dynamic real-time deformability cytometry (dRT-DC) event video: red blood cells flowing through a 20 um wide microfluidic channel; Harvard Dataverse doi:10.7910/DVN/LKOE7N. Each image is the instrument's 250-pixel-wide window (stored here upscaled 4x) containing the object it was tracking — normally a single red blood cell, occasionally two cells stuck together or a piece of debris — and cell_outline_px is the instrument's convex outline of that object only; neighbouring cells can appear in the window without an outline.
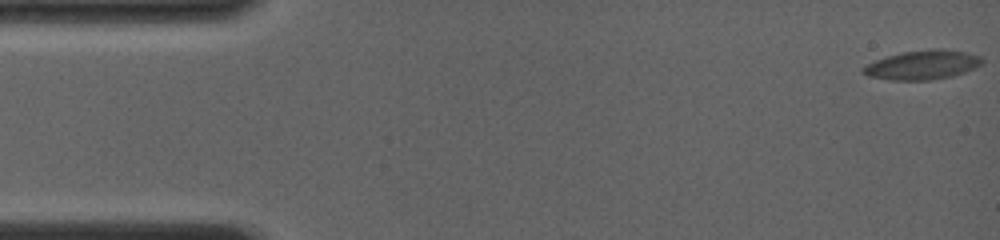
{"species": "common noctule bat (a hibernating species)", "species_latin": "Nyctalus noctula", "temperature_condition": "room temperature", "stored_images_in_passage": 70, "camera_frame_rate_fps": 4000, "um_per_image_px": 0.085, "animal": {"sex": "female", "body_mass_g": 19.0, "forearm_length_mm": 56.7}, "frame": {"image": 1, "passage_image": 1, "time_ms": 0.0, "image_size_px": [1000, 240], "cell_outline_px": [[980, 64], [972, 68], [948, 76], [928, 80], [892, 80], [872, 76], [860, 72], [860, 68], [876, 60], [888, 56], [904, 52], [932, 48], [936, 48], [960, 52], [980, 56]], "centroid_in_image_um": [78.31, 5.51], "position_along_channel_um": 6.7, "area_um2": 19.42}}
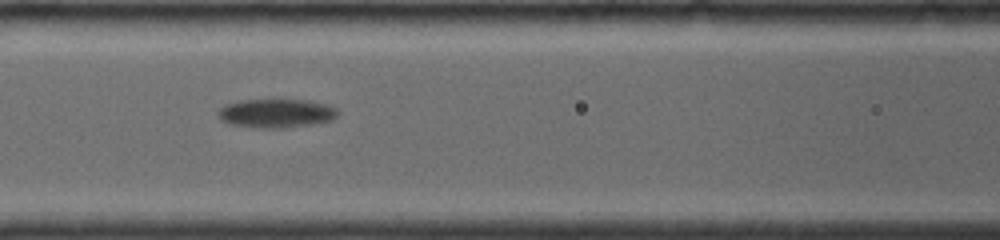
{"frame": {"image": 2, "passage_image": 31, "time_ms": 7.0, "image_size_px": [1000, 240], "cell_outline_px": [[340, 112], [332, 120], [316, 124], [280, 128], [260, 128], [228, 124], [220, 120], [216, 112], [220, 108], [228, 104], [240, 100], [308, 100], [328, 104], [336, 108]], "centroid_in_image_um": [23.49, 9.63], "position_along_channel_um": 143.1, "area_um2": 20.29}}
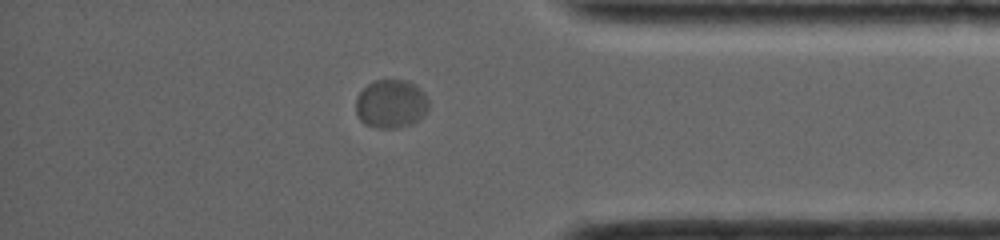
{"frame": {"image": 3, "passage_image": 60, "time_ms": 14.0, "image_size_px": [1000, 240], "cell_outline_px": [[428, 112], [424, 116], [412, 124], [396, 128], [376, 128], [364, 124], [360, 120], [356, 112], [356, 96], [368, 84], [376, 80], [408, 80], [416, 84], [424, 92], [428, 100]], "centroid_in_image_um": [33.25, 8.83], "position_along_channel_um": 401.9, "area_um2": 20.92}, "authors_computed_cell_mechanics": {"area_um2": 20.3456, "velocity_mm_per_s": 3.8037, "shape_relaxation_time_tau1_ms": 2.3451, "shape_relaxation_time_tau2_ms": null, "deformation_change_tau1": 0.0943, "deformation_change_tau2": null}}